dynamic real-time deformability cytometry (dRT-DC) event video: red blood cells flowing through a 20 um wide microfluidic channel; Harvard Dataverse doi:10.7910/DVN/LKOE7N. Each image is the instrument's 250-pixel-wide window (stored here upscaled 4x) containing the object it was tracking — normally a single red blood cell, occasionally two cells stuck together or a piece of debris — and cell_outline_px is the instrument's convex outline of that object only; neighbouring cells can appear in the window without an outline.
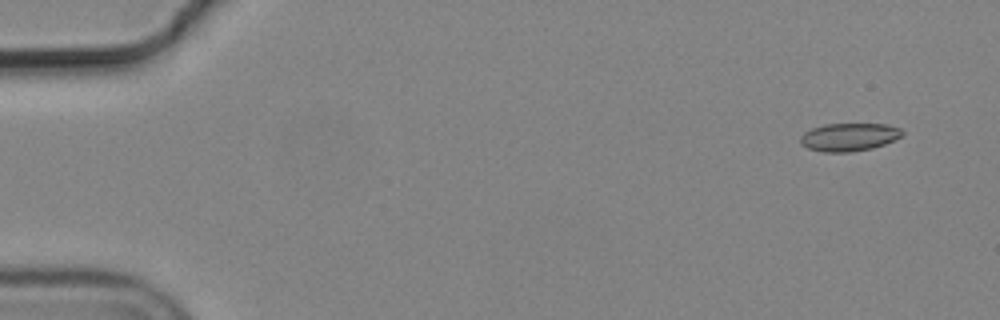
{"species": "common noctule bat (a hibernating species)", "species_latin": "Nyctalus noctula", "temperature_condition": "cold", "stored_images_in_passage": 5, "camera_frame_rate_fps": 3000, "um_per_image_px": 0.085, "animal": {"sex": "male", "body_mass_g": 19.2, "forearm_length_mm": 51.8}, "frame": {"image": 1, "passage_image": 1, "time_ms": 0.0, "image_size_px": [1000, 320], "cell_outline_px": [[904, 132], [900, 136], [884, 144], [872, 148], [852, 152], [824, 152], [808, 148], [800, 144], [800, 136], [804, 132], [812, 128], [824, 124], [888, 124], [900, 128]], "centroid_in_image_um": [72.14, 11.64], "position_along_channel_um": 12.9, "area_um2": 16.59}}